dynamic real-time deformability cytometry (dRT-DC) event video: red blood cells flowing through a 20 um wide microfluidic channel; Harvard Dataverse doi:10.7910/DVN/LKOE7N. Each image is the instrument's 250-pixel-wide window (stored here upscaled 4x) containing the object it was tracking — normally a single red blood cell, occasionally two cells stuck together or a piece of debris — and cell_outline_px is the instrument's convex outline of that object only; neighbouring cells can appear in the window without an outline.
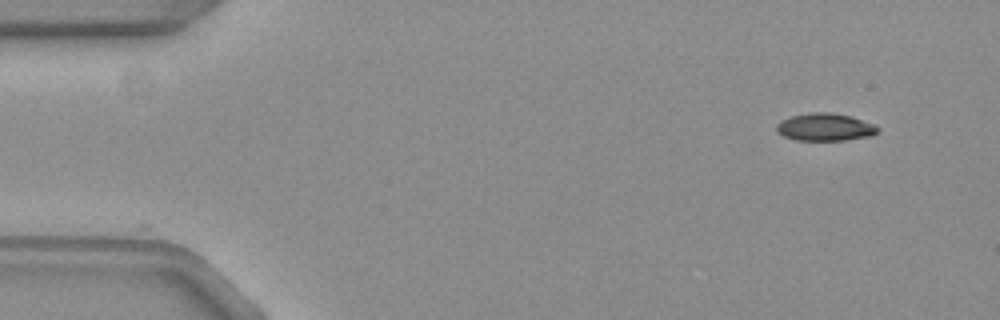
{"species": "common noctule bat (a hibernating species)", "species_latin": "Nyctalus noctula", "temperature_condition": "warm", "stored_images_in_passage": 2, "camera_frame_rate_fps": 3000, "um_per_image_px": 0.085, "animal": {"sex": "female", "body_mass_g": 19.3, "forearm_length_mm": 54.1}, "frame": {"image": 1, "passage_image": 1, "time_ms": 0.0, "image_size_px": [1000, 320], "cell_outline_px": [[880, 128], [876, 132], [868, 136], [844, 140], [796, 140], [784, 136], [776, 132], [776, 124], [780, 120], [792, 116], [808, 112], [832, 112], [852, 116], [876, 124]], "centroid_in_image_um": [70.11, 10.78], "position_along_channel_um": 14.9, "area_um2": 16.42}}